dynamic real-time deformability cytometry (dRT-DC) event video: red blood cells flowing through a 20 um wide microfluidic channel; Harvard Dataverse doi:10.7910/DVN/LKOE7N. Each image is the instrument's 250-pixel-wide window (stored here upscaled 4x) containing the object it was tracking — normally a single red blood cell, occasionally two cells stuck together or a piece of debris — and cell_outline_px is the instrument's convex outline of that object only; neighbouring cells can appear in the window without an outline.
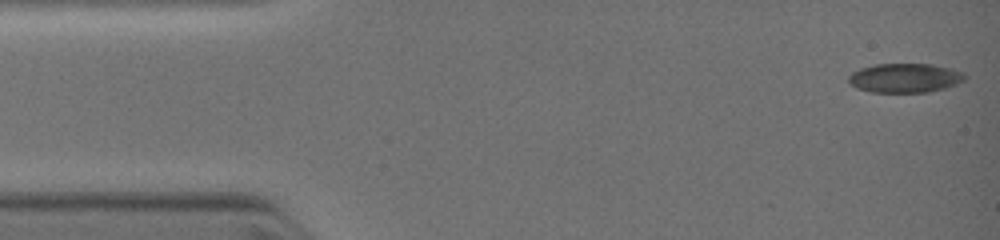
{"species": "common noctule bat (a hibernating species)", "species_latin": "Nyctalus noctula", "temperature_condition": "warm", "stored_images_in_passage": 4, "camera_frame_rate_fps": 3000, "um_per_image_px": 0.085, "animal": {"sex": "female", "body_mass_g": 19.0, "forearm_length_mm": 51.5}, "frame": {"image": 1, "passage_image": 1, "time_ms": 0.0, "image_size_px": [1000, 240], "cell_outline_px": [[968, 76], [964, 80], [956, 84], [944, 88], [928, 92], [872, 92], [856, 88], [848, 80], [848, 76], [852, 72], [860, 68], [876, 64], [932, 64], [952, 68], [964, 72]], "centroid_in_image_um": [76.94, 6.62], "position_along_channel_um": 8.1, "area_um2": 19.88}}
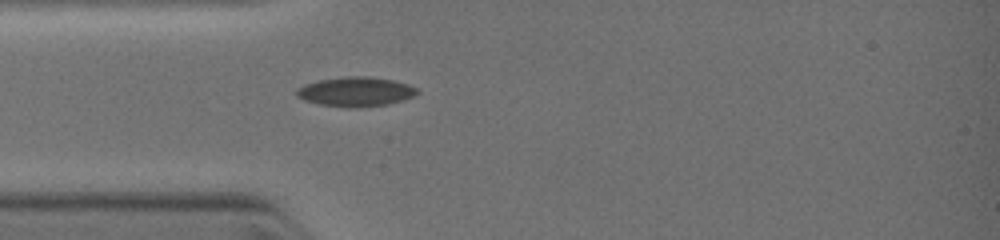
{"frame": {"image": 2, "passage_image": 4, "time_ms": 3.0, "image_size_px": [1000, 240], "cell_outline_px": [[420, 92], [412, 96], [388, 104], [320, 104], [304, 100], [296, 96], [296, 88], [304, 84], [320, 80], [344, 76], [372, 76], [392, 80], [408, 84], [416, 88]], "centroid_in_image_um": [30.21, 7.72], "position_along_channel_um": 54.8, "area_um2": 19.65}}